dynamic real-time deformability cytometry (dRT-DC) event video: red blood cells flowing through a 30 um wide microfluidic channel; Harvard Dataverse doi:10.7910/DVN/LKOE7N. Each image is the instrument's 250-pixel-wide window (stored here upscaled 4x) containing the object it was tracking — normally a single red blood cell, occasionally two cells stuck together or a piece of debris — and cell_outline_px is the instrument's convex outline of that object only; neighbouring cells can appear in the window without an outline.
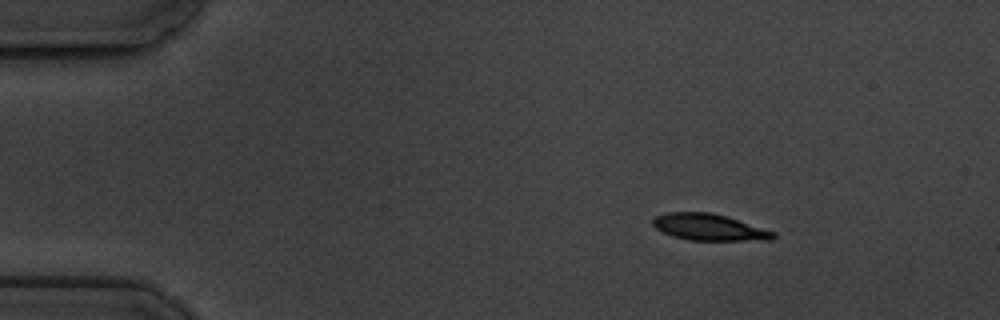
{"species": "common noctule bat (a hibernating species)", "species_latin": "Nyctalus noctula", "temperature_condition": "cold", "stored_images_in_passage": 9, "camera_frame_rate_fps": 3000, "um_per_image_px": 0.085, "animal": {"sex": "male", "body_mass_g": 19.5, "forearm_length_mm": 54.6}, "frame": {"image": 1, "passage_image": 1, "time_ms": 0.0, "image_size_px": [1000, 320], "cell_outline_px": [[776, 236], [772, 240], [688, 240], [672, 236], [656, 228], [652, 224], [652, 220], [656, 216], [668, 212], [712, 212], [728, 216], [776, 232]], "centroid_in_image_um": [60.3, 19.31], "position_along_channel_um": 24.7, "area_um2": 18.73}}
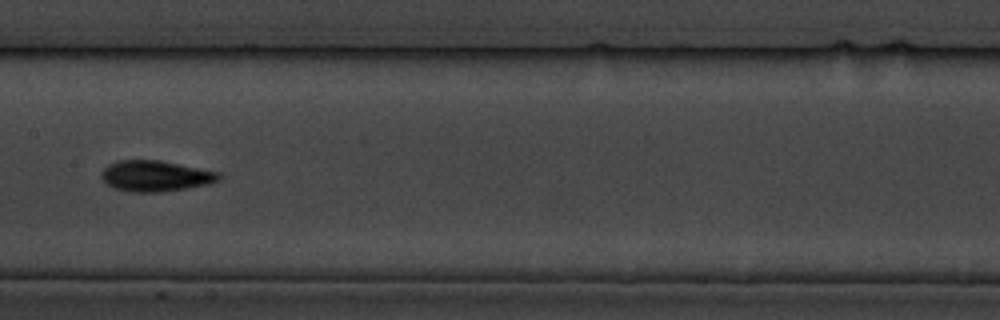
{"frame": {"image": 2, "passage_image": 7, "time_ms": 7.0, "image_size_px": [1000, 320], "cell_outline_px": [[220, 180], [208, 184], [160, 192], [132, 192], [116, 188], [108, 184], [100, 176], [104, 168], [108, 164], [116, 160], [160, 160], [220, 172]], "centroid_in_image_um": [13.21, 14.94], "position_along_channel_um": 194.2, "area_um2": 20.98}}
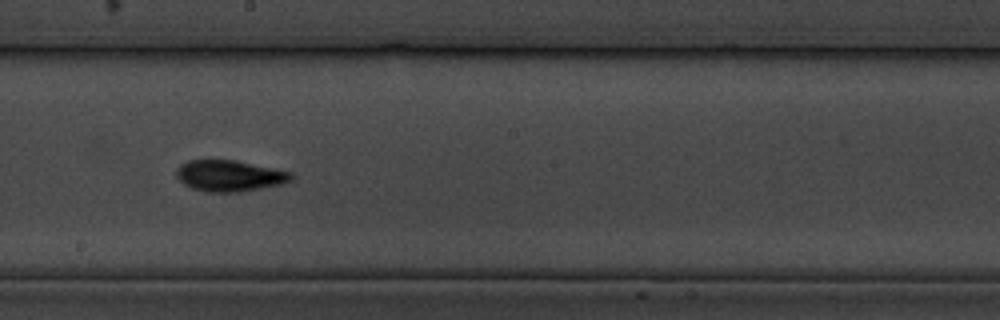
{"frame": {"image": 3, "passage_image": 8, "time_ms": 8.0, "image_size_px": [1000, 320], "cell_outline_px": [[292, 176], [288, 180], [280, 184], [240, 192], [204, 192], [192, 188], [184, 184], [176, 176], [176, 168], [180, 164], [188, 160], [236, 160], [292, 172]], "centroid_in_image_um": [19.44, 14.94], "position_along_channel_um": 228.8, "area_um2": 20.75}}